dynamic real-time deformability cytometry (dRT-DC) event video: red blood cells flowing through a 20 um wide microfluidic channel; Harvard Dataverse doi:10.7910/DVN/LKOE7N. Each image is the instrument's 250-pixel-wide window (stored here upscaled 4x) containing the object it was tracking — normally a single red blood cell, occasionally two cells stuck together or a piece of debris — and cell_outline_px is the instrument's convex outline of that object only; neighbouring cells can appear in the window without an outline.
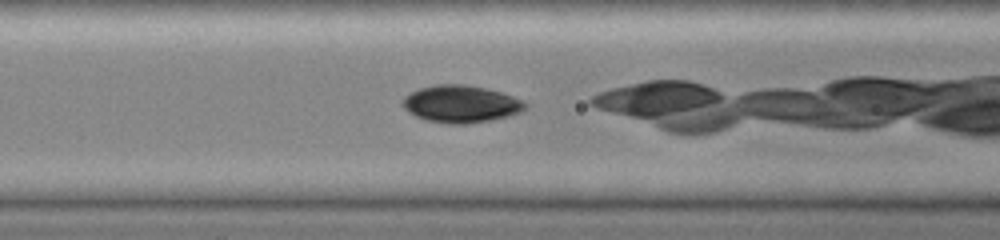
{"species": "common noctule bat (a hibernating species)", "species_latin": "Nyctalus noctula", "temperature_condition": "cold", "stored_images_in_passage": 35, "camera_frame_rate_fps": 3000, "um_per_image_px": 0.085, "animal": {"sex": "female", "body_mass_g": 19.0, "forearm_length_mm": 51.5}, "frame": {"image": 1, "passage_image": 14, "time_ms": 4.333, "image_size_px": [1000, 240], "cell_outline_px": [[528, 104], [520, 112], [508, 116], [488, 120], [464, 124], [452, 124], [428, 120], [416, 116], [408, 112], [400, 104], [400, 100], [404, 96], [420, 88], [436, 84], [464, 84], [484, 88], [500, 92], [524, 100]], "centroid_in_image_um": [39.14, 8.83], "position_along_channel_um": 127.5, "area_um2": 26.47}}
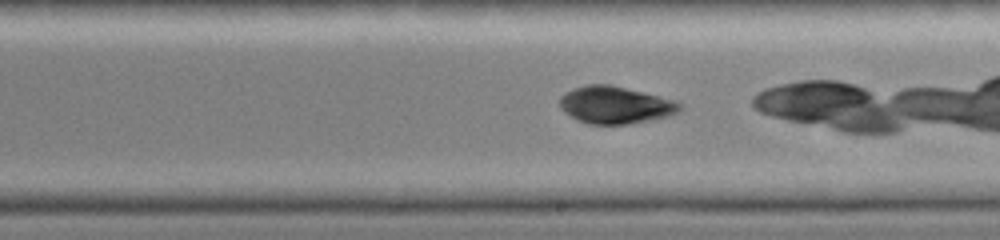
{"frame": {"image": 2, "passage_image": 22, "time_ms": 7.0, "image_size_px": [1000, 240], "cell_outline_px": [[684, 108], [668, 116], [628, 124], [588, 124], [576, 120], [564, 112], [560, 108], [560, 96], [564, 92], [572, 88], [588, 84], [608, 84], [660, 96], [676, 100], [684, 104]], "centroid_in_image_um": [52.28, 8.92], "position_along_channel_um": 236.7, "area_um2": 26.24}}
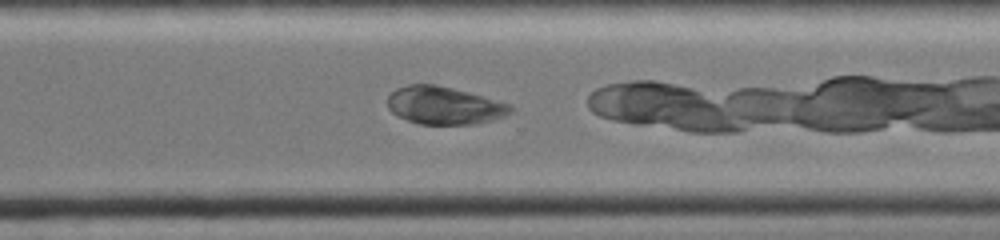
{"frame": {"image": 3, "passage_image": 29, "time_ms": 9.333, "image_size_px": [1000, 240], "cell_outline_px": [[512, 112], [504, 116], [492, 120], [476, 124], [420, 124], [396, 116], [388, 108], [388, 96], [396, 88], [408, 84], [436, 84], [468, 92], [512, 104]], "centroid_in_image_um": [37.75, 8.96], "position_along_channel_um": 332.8, "area_um2": 27.11}}